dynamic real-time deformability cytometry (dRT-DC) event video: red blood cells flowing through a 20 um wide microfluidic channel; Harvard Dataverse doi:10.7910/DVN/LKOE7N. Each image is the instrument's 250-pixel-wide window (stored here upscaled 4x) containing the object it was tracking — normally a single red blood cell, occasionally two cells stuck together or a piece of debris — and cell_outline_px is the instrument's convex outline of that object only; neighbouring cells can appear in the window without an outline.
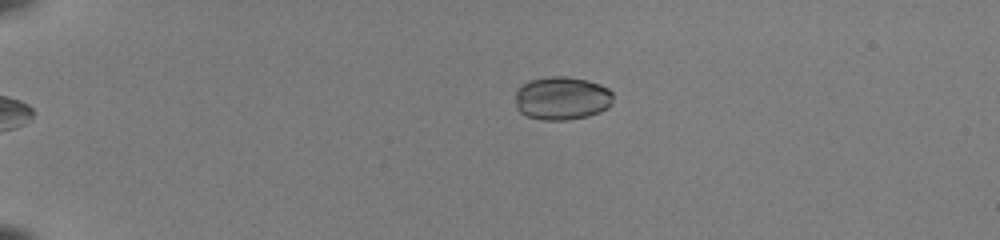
{"species": "common noctule bat (a hibernating species)", "species_latin": "Nyctalus noctula", "temperature_condition": "room temperature", "stored_images_in_passage": 40, "camera_frame_rate_fps": 3000, "um_per_image_px": 0.085, "animal": {"sex": "female", "body_mass_g": 22.0, "forearm_length_mm": 56.7}, "frame": {"image": 1, "passage_image": 1, "time_ms": 0.0, "image_size_px": [1000, 240], "cell_outline_px": [[612, 104], [608, 108], [600, 112], [588, 116], [568, 120], [544, 120], [528, 116], [520, 112], [516, 108], [516, 88], [520, 84], [528, 80], [548, 76], [568, 76], [588, 80], [600, 84], [608, 88], [612, 92]], "centroid_in_image_um": [47.75, 8.33], "position_along_channel_um": 37.2, "area_um2": 25.14}}
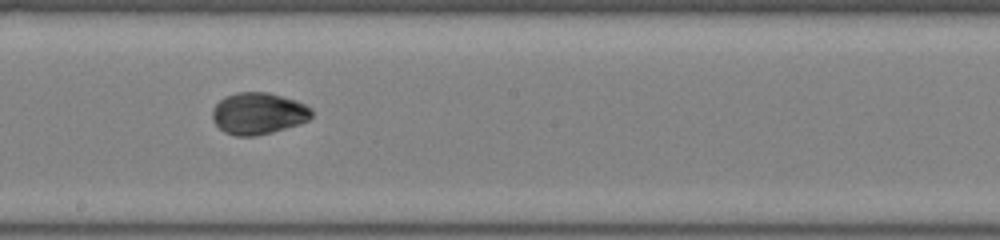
{"frame": {"image": 2, "passage_image": 20, "time_ms": 6.333, "image_size_px": [1000, 240], "cell_outline_px": [[312, 116], [308, 120], [300, 124], [272, 132], [256, 136], [236, 136], [224, 132], [212, 120], [212, 108], [224, 96], [236, 92], [268, 92], [296, 100], [312, 108]], "centroid_in_image_um": [21.95, 9.64], "position_along_channel_um": 226.3, "area_um2": 24.33}}
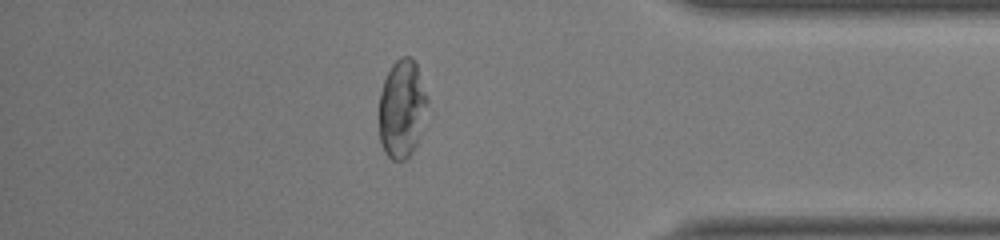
{"frame": {"image": 3, "passage_image": 34, "time_ms": 11.0, "image_size_px": [1000, 240], "cell_outline_px": [[428, 104], [416, 144], [412, 152], [404, 160], [392, 160], [384, 152], [380, 144], [380, 92], [384, 80], [392, 64], [400, 56], [412, 56], [416, 60], [428, 96]], "centroid_in_image_um": [34.17, 9.2], "position_along_channel_um": 401.0, "area_um2": 27.8}, "authors_computed_cell_mechanics": {"area_um2": 24.5939, "velocity_mm_per_s": 4.1031, "shape_relaxation_time_tau1_ms": 4.4646, "shape_relaxation_time_tau2_ms": null, "deformation_change_tau1": 0.145, "deformation_change_tau2": null}}